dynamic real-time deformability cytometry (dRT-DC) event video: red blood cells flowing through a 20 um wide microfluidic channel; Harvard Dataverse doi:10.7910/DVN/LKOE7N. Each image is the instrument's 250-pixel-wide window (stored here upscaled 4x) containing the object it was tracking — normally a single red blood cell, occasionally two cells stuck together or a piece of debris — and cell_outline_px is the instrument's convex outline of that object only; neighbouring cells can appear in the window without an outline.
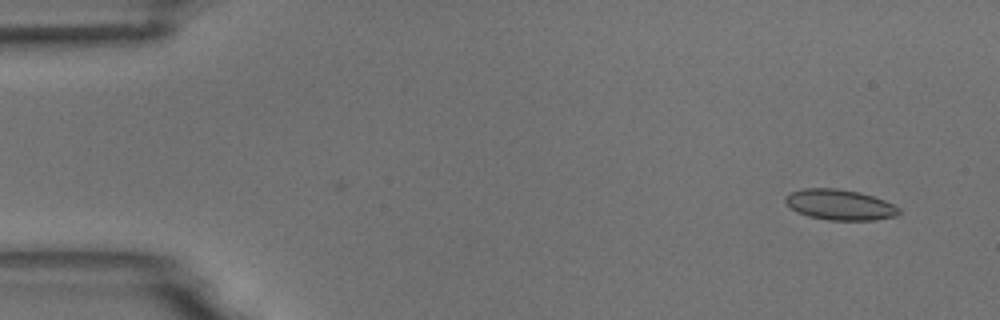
{"species": "common noctule bat (a hibernating species)", "species_latin": "Nyctalus noctula", "temperature_condition": "room temperature", "stored_images_in_passage": 2, "camera_frame_rate_fps": 3000, "um_per_image_px": 0.085, "animal": {"sex": "male", "body_mass_g": 18.8}, "frame": {"image": 1, "passage_image": 2, "time_ms": 0.333, "image_size_px": [1000, 320], "cell_outline_px": [[900, 212], [896, 216], [876, 220], [828, 220], [808, 216], [796, 212], [784, 200], [784, 196], [788, 192], [804, 188], [836, 188], [860, 192], [884, 200], [900, 208]], "centroid_in_image_um": [71.36, 17.4], "position_along_channel_um": 13.6, "area_um2": 20.35}}